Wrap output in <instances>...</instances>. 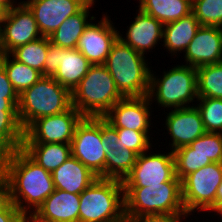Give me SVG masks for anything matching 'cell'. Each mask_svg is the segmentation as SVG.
I'll use <instances>...</instances> for the list:
<instances>
[{"label": "cell", "instance_id": "836d02e7", "mask_svg": "<svg viewBox=\"0 0 222 222\" xmlns=\"http://www.w3.org/2000/svg\"><path fill=\"white\" fill-rule=\"evenodd\" d=\"M118 133V140L116 141L119 148H127L140 155L150 150L152 145L151 139L144 133L126 128H116Z\"/></svg>", "mask_w": 222, "mask_h": 222}, {"label": "cell", "instance_id": "ffe728a7", "mask_svg": "<svg viewBox=\"0 0 222 222\" xmlns=\"http://www.w3.org/2000/svg\"><path fill=\"white\" fill-rule=\"evenodd\" d=\"M55 189L81 194L98 177L77 158L71 156L52 173Z\"/></svg>", "mask_w": 222, "mask_h": 222}, {"label": "cell", "instance_id": "603a6c76", "mask_svg": "<svg viewBox=\"0 0 222 222\" xmlns=\"http://www.w3.org/2000/svg\"><path fill=\"white\" fill-rule=\"evenodd\" d=\"M95 2L91 0L80 12L67 18L49 37L50 42L66 49L76 48L85 28L96 18L89 15Z\"/></svg>", "mask_w": 222, "mask_h": 222}, {"label": "cell", "instance_id": "277c9868", "mask_svg": "<svg viewBox=\"0 0 222 222\" xmlns=\"http://www.w3.org/2000/svg\"><path fill=\"white\" fill-rule=\"evenodd\" d=\"M79 222H127L123 183L98 177L80 194Z\"/></svg>", "mask_w": 222, "mask_h": 222}, {"label": "cell", "instance_id": "52a82bcc", "mask_svg": "<svg viewBox=\"0 0 222 222\" xmlns=\"http://www.w3.org/2000/svg\"><path fill=\"white\" fill-rule=\"evenodd\" d=\"M151 70L148 97L150 102H157L158 107L168 110L193 106L197 101V70L195 67L176 65L162 75L156 76ZM192 103V104H191ZM191 104V105H189Z\"/></svg>", "mask_w": 222, "mask_h": 222}, {"label": "cell", "instance_id": "7402d4cb", "mask_svg": "<svg viewBox=\"0 0 222 222\" xmlns=\"http://www.w3.org/2000/svg\"><path fill=\"white\" fill-rule=\"evenodd\" d=\"M200 26L193 13L163 25L162 46L165 47L164 50L167 49L169 54L175 55L174 57L178 56L177 53L180 55L183 52L184 54Z\"/></svg>", "mask_w": 222, "mask_h": 222}, {"label": "cell", "instance_id": "5b68a950", "mask_svg": "<svg viewBox=\"0 0 222 222\" xmlns=\"http://www.w3.org/2000/svg\"><path fill=\"white\" fill-rule=\"evenodd\" d=\"M71 106V92L52 76H42L19 95L20 125L25 130L36 119L60 114Z\"/></svg>", "mask_w": 222, "mask_h": 222}, {"label": "cell", "instance_id": "74e56055", "mask_svg": "<svg viewBox=\"0 0 222 222\" xmlns=\"http://www.w3.org/2000/svg\"><path fill=\"white\" fill-rule=\"evenodd\" d=\"M59 67V46L50 42L44 64V76H53Z\"/></svg>", "mask_w": 222, "mask_h": 222}, {"label": "cell", "instance_id": "4dcf8cb0", "mask_svg": "<svg viewBox=\"0 0 222 222\" xmlns=\"http://www.w3.org/2000/svg\"><path fill=\"white\" fill-rule=\"evenodd\" d=\"M137 156L127 148L110 150L105 157V178L123 181L134 167Z\"/></svg>", "mask_w": 222, "mask_h": 222}, {"label": "cell", "instance_id": "e0dca14e", "mask_svg": "<svg viewBox=\"0 0 222 222\" xmlns=\"http://www.w3.org/2000/svg\"><path fill=\"white\" fill-rule=\"evenodd\" d=\"M185 65L198 68L222 62V28L200 26L184 52Z\"/></svg>", "mask_w": 222, "mask_h": 222}, {"label": "cell", "instance_id": "d6a6232c", "mask_svg": "<svg viewBox=\"0 0 222 222\" xmlns=\"http://www.w3.org/2000/svg\"><path fill=\"white\" fill-rule=\"evenodd\" d=\"M192 13L200 25L222 28V0H192Z\"/></svg>", "mask_w": 222, "mask_h": 222}, {"label": "cell", "instance_id": "7a4b0ae2", "mask_svg": "<svg viewBox=\"0 0 222 222\" xmlns=\"http://www.w3.org/2000/svg\"><path fill=\"white\" fill-rule=\"evenodd\" d=\"M146 58L119 38L111 46L104 65L123 97L148 95L151 68Z\"/></svg>", "mask_w": 222, "mask_h": 222}, {"label": "cell", "instance_id": "d6986e66", "mask_svg": "<svg viewBox=\"0 0 222 222\" xmlns=\"http://www.w3.org/2000/svg\"><path fill=\"white\" fill-rule=\"evenodd\" d=\"M80 194L55 189L35 213L49 222H79Z\"/></svg>", "mask_w": 222, "mask_h": 222}, {"label": "cell", "instance_id": "4fadbf2b", "mask_svg": "<svg viewBox=\"0 0 222 222\" xmlns=\"http://www.w3.org/2000/svg\"><path fill=\"white\" fill-rule=\"evenodd\" d=\"M106 14V15H105ZM98 23L91 21L79 38L76 49L92 64H104L111 46L118 38V30L105 13Z\"/></svg>", "mask_w": 222, "mask_h": 222}, {"label": "cell", "instance_id": "ee69618b", "mask_svg": "<svg viewBox=\"0 0 222 222\" xmlns=\"http://www.w3.org/2000/svg\"><path fill=\"white\" fill-rule=\"evenodd\" d=\"M6 187L2 177L0 178V208L8 201Z\"/></svg>", "mask_w": 222, "mask_h": 222}, {"label": "cell", "instance_id": "9a60e30c", "mask_svg": "<svg viewBox=\"0 0 222 222\" xmlns=\"http://www.w3.org/2000/svg\"><path fill=\"white\" fill-rule=\"evenodd\" d=\"M148 96L123 97L117 101L104 116L115 128H126L144 132L149 138L153 111ZM151 106V107H150Z\"/></svg>", "mask_w": 222, "mask_h": 222}, {"label": "cell", "instance_id": "ba28073f", "mask_svg": "<svg viewBox=\"0 0 222 222\" xmlns=\"http://www.w3.org/2000/svg\"><path fill=\"white\" fill-rule=\"evenodd\" d=\"M222 182V163L212 162L181 180V195L188 215L213 212L216 193Z\"/></svg>", "mask_w": 222, "mask_h": 222}, {"label": "cell", "instance_id": "484cf974", "mask_svg": "<svg viewBox=\"0 0 222 222\" xmlns=\"http://www.w3.org/2000/svg\"><path fill=\"white\" fill-rule=\"evenodd\" d=\"M0 64L4 67L8 79L19 95L42 77L39 71L15 60L13 57L11 58L10 54H1Z\"/></svg>", "mask_w": 222, "mask_h": 222}, {"label": "cell", "instance_id": "4316f807", "mask_svg": "<svg viewBox=\"0 0 222 222\" xmlns=\"http://www.w3.org/2000/svg\"><path fill=\"white\" fill-rule=\"evenodd\" d=\"M173 154H201L212 162L222 163V133L206 132L191 144L174 150Z\"/></svg>", "mask_w": 222, "mask_h": 222}, {"label": "cell", "instance_id": "f1b7e54d", "mask_svg": "<svg viewBox=\"0 0 222 222\" xmlns=\"http://www.w3.org/2000/svg\"><path fill=\"white\" fill-rule=\"evenodd\" d=\"M24 130L18 111H0V146L7 152L22 148Z\"/></svg>", "mask_w": 222, "mask_h": 222}, {"label": "cell", "instance_id": "44dd1931", "mask_svg": "<svg viewBox=\"0 0 222 222\" xmlns=\"http://www.w3.org/2000/svg\"><path fill=\"white\" fill-rule=\"evenodd\" d=\"M91 65L78 49L59 46V67L52 77L72 92L87 74Z\"/></svg>", "mask_w": 222, "mask_h": 222}, {"label": "cell", "instance_id": "60d3db41", "mask_svg": "<svg viewBox=\"0 0 222 222\" xmlns=\"http://www.w3.org/2000/svg\"><path fill=\"white\" fill-rule=\"evenodd\" d=\"M19 99H5L0 95V111H18Z\"/></svg>", "mask_w": 222, "mask_h": 222}, {"label": "cell", "instance_id": "8fae6325", "mask_svg": "<svg viewBox=\"0 0 222 222\" xmlns=\"http://www.w3.org/2000/svg\"><path fill=\"white\" fill-rule=\"evenodd\" d=\"M151 150L137 156L134 167L122 181L123 187H148L168 181H181L175 174L173 151L154 153Z\"/></svg>", "mask_w": 222, "mask_h": 222}, {"label": "cell", "instance_id": "7bdbcfd3", "mask_svg": "<svg viewBox=\"0 0 222 222\" xmlns=\"http://www.w3.org/2000/svg\"><path fill=\"white\" fill-rule=\"evenodd\" d=\"M222 212V182L219 185L216 193V201L214 203V215H218ZM217 213V214H215Z\"/></svg>", "mask_w": 222, "mask_h": 222}, {"label": "cell", "instance_id": "9c48e42d", "mask_svg": "<svg viewBox=\"0 0 222 222\" xmlns=\"http://www.w3.org/2000/svg\"><path fill=\"white\" fill-rule=\"evenodd\" d=\"M72 156L94 175L105 178V157L101 138V117H84L71 141Z\"/></svg>", "mask_w": 222, "mask_h": 222}, {"label": "cell", "instance_id": "c3c4849f", "mask_svg": "<svg viewBox=\"0 0 222 222\" xmlns=\"http://www.w3.org/2000/svg\"><path fill=\"white\" fill-rule=\"evenodd\" d=\"M5 11L0 7V20L3 18Z\"/></svg>", "mask_w": 222, "mask_h": 222}, {"label": "cell", "instance_id": "8992f818", "mask_svg": "<svg viewBox=\"0 0 222 222\" xmlns=\"http://www.w3.org/2000/svg\"><path fill=\"white\" fill-rule=\"evenodd\" d=\"M123 189L127 222L146 214H187L182 203L181 181Z\"/></svg>", "mask_w": 222, "mask_h": 222}, {"label": "cell", "instance_id": "e575fe53", "mask_svg": "<svg viewBox=\"0 0 222 222\" xmlns=\"http://www.w3.org/2000/svg\"><path fill=\"white\" fill-rule=\"evenodd\" d=\"M173 156L175 160V174L180 180L212 163L209 158L201 154H173Z\"/></svg>", "mask_w": 222, "mask_h": 222}, {"label": "cell", "instance_id": "5bb4252c", "mask_svg": "<svg viewBox=\"0 0 222 222\" xmlns=\"http://www.w3.org/2000/svg\"><path fill=\"white\" fill-rule=\"evenodd\" d=\"M91 0H22L30 9L43 37H50L70 16L80 12Z\"/></svg>", "mask_w": 222, "mask_h": 222}, {"label": "cell", "instance_id": "cb8c5ba5", "mask_svg": "<svg viewBox=\"0 0 222 222\" xmlns=\"http://www.w3.org/2000/svg\"><path fill=\"white\" fill-rule=\"evenodd\" d=\"M22 149L51 173L72 156L71 144L64 143H23Z\"/></svg>", "mask_w": 222, "mask_h": 222}, {"label": "cell", "instance_id": "ab89813d", "mask_svg": "<svg viewBox=\"0 0 222 222\" xmlns=\"http://www.w3.org/2000/svg\"><path fill=\"white\" fill-rule=\"evenodd\" d=\"M20 215L21 212L10 200L0 208V222H19Z\"/></svg>", "mask_w": 222, "mask_h": 222}, {"label": "cell", "instance_id": "8d00e7d4", "mask_svg": "<svg viewBox=\"0 0 222 222\" xmlns=\"http://www.w3.org/2000/svg\"><path fill=\"white\" fill-rule=\"evenodd\" d=\"M188 214H146L133 218L130 222H183ZM185 219V220H182Z\"/></svg>", "mask_w": 222, "mask_h": 222}, {"label": "cell", "instance_id": "7c38bea8", "mask_svg": "<svg viewBox=\"0 0 222 222\" xmlns=\"http://www.w3.org/2000/svg\"><path fill=\"white\" fill-rule=\"evenodd\" d=\"M2 54L43 37L30 9L18 2L4 13L1 19Z\"/></svg>", "mask_w": 222, "mask_h": 222}, {"label": "cell", "instance_id": "f35d334b", "mask_svg": "<svg viewBox=\"0 0 222 222\" xmlns=\"http://www.w3.org/2000/svg\"><path fill=\"white\" fill-rule=\"evenodd\" d=\"M0 95H5V99H19V94L14 89L4 67L0 64Z\"/></svg>", "mask_w": 222, "mask_h": 222}, {"label": "cell", "instance_id": "ac0fdd59", "mask_svg": "<svg viewBox=\"0 0 222 222\" xmlns=\"http://www.w3.org/2000/svg\"><path fill=\"white\" fill-rule=\"evenodd\" d=\"M136 17L127 26L125 37L118 31V38L126 45L133 48L138 53L144 55L155 49L157 44H161L163 36V24L154 17L144 13L140 9L136 10Z\"/></svg>", "mask_w": 222, "mask_h": 222}, {"label": "cell", "instance_id": "bcb514c9", "mask_svg": "<svg viewBox=\"0 0 222 222\" xmlns=\"http://www.w3.org/2000/svg\"><path fill=\"white\" fill-rule=\"evenodd\" d=\"M17 3V0H0V7L7 12L12 6Z\"/></svg>", "mask_w": 222, "mask_h": 222}, {"label": "cell", "instance_id": "b9f144b4", "mask_svg": "<svg viewBox=\"0 0 222 222\" xmlns=\"http://www.w3.org/2000/svg\"><path fill=\"white\" fill-rule=\"evenodd\" d=\"M19 222H49L40 218L35 212H22Z\"/></svg>", "mask_w": 222, "mask_h": 222}, {"label": "cell", "instance_id": "6da1fadb", "mask_svg": "<svg viewBox=\"0 0 222 222\" xmlns=\"http://www.w3.org/2000/svg\"><path fill=\"white\" fill-rule=\"evenodd\" d=\"M2 179L8 199L22 212H35L55 190L52 174L22 148L6 155Z\"/></svg>", "mask_w": 222, "mask_h": 222}, {"label": "cell", "instance_id": "3957f363", "mask_svg": "<svg viewBox=\"0 0 222 222\" xmlns=\"http://www.w3.org/2000/svg\"><path fill=\"white\" fill-rule=\"evenodd\" d=\"M122 98L104 64L91 65L71 92L72 106L84 117H104Z\"/></svg>", "mask_w": 222, "mask_h": 222}, {"label": "cell", "instance_id": "83f0119b", "mask_svg": "<svg viewBox=\"0 0 222 222\" xmlns=\"http://www.w3.org/2000/svg\"><path fill=\"white\" fill-rule=\"evenodd\" d=\"M49 46V37H41L35 41L16 47L9 54L15 60L39 71L44 76V64Z\"/></svg>", "mask_w": 222, "mask_h": 222}, {"label": "cell", "instance_id": "d4e9b609", "mask_svg": "<svg viewBox=\"0 0 222 222\" xmlns=\"http://www.w3.org/2000/svg\"><path fill=\"white\" fill-rule=\"evenodd\" d=\"M138 8L163 25L192 13V0H139Z\"/></svg>", "mask_w": 222, "mask_h": 222}, {"label": "cell", "instance_id": "30bf717a", "mask_svg": "<svg viewBox=\"0 0 222 222\" xmlns=\"http://www.w3.org/2000/svg\"><path fill=\"white\" fill-rule=\"evenodd\" d=\"M84 116L73 106L68 110L33 121L24 130L23 143L71 144L75 129Z\"/></svg>", "mask_w": 222, "mask_h": 222}, {"label": "cell", "instance_id": "f6af8a7d", "mask_svg": "<svg viewBox=\"0 0 222 222\" xmlns=\"http://www.w3.org/2000/svg\"><path fill=\"white\" fill-rule=\"evenodd\" d=\"M7 152L0 146V178L3 176Z\"/></svg>", "mask_w": 222, "mask_h": 222}, {"label": "cell", "instance_id": "d590c367", "mask_svg": "<svg viewBox=\"0 0 222 222\" xmlns=\"http://www.w3.org/2000/svg\"><path fill=\"white\" fill-rule=\"evenodd\" d=\"M101 138L105 153H109L110 150L117 151L119 149V145L116 143L119 138L117 129L104 117H101Z\"/></svg>", "mask_w": 222, "mask_h": 222}, {"label": "cell", "instance_id": "2e32d148", "mask_svg": "<svg viewBox=\"0 0 222 222\" xmlns=\"http://www.w3.org/2000/svg\"><path fill=\"white\" fill-rule=\"evenodd\" d=\"M166 114L164 127L167 129L166 134L171 136V151L191 144L206 133L201 114L195 105L172 109Z\"/></svg>", "mask_w": 222, "mask_h": 222}, {"label": "cell", "instance_id": "1f68e13d", "mask_svg": "<svg viewBox=\"0 0 222 222\" xmlns=\"http://www.w3.org/2000/svg\"><path fill=\"white\" fill-rule=\"evenodd\" d=\"M195 102L206 132L222 133V99L198 97Z\"/></svg>", "mask_w": 222, "mask_h": 222}, {"label": "cell", "instance_id": "f546056e", "mask_svg": "<svg viewBox=\"0 0 222 222\" xmlns=\"http://www.w3.org/2000/svg\"><path fill=\"white\" fill-rule=\"evenodd\" d=\"M198 97L222 99V62L196 68Z\"/></svg>", "mask_w": 222, "mask_h": 222}, {"label": "cell", "instance_id": "7dc6e473", "mask_svg": "<svg viewBox=\"0 0 222 222\" xmlns=\"http://www.w3.org/2000/svg\"><path fill=\"white\" fill-rule=\"evenodd\" d=\"M2 54V32H1V20H0V55Z\"/></svg>", "mask_w": 222, "mask_h": 222}]
</instances>
